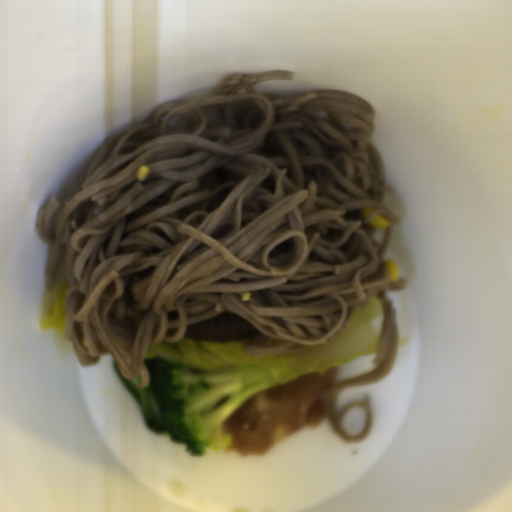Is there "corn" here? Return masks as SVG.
Masks as SVG:
<instances>
[{
    "mask_svg": "<svg viewBox=\"0 0 512 512\" xmlns=\"http://www.w3.org/2000/svg\"><path fill=\"white\" fill-rule=\"evenodd\" d=\"M370 226L376 230H386L390 227L391 223L388 219L381 214H374L369 220L366 221Z\"/></svg>",
    "mask_w": 512,
    "mask_h": 512,
    "instance_id": "corn-1",
    "label": "corn"
},
{
    "mask_svg": "<svg viewBox=\"0 0 512 512\" xmlns=\"http://www.w3.org/2000/svg\"><path fill=\"white\" fill-rule=\"evenodd\" d=\"M385 264V273L388 278V280L392 282H397L398 279H400L399 276V270L394 260L386 259L384 260Z\"/></svg>",
    "mask_w": 512,
    "mask_h": 512,
    "instance_id": "corn-2",
    "label": "corn"
},
{
    "mask_svg": "<svg viewBox=\"0 0 512 512\" xmlns=\"http://www.w3.org/2000/svg\"><path fill=\"white\" fill-rule=\"evenodd\" d=\"M376 210V207H374L373 205H367L363 208H361L360 210V216L362 217V219H367L368 217H370L373 212Z\"/></svg>",
    "mask_w": 512,
    "mask_h": 512,
    "instance_id": "corn-3",
    "label": "corn"
},
{
    "mask_svg": "<svg viewBox=\"0 0 512 512\" xmlns=\"http://www.w3.org/2000/svg\"><path fill=\"white\" fill-rule=\"evenodd\" d=\"M148 175H149L148 167H146L145 165L144 166H140L138 171H137V177H138L139 182L140 181H144L145 179H147Z\"/></svg>",
    "mask_w": 512,
    "mask_h": 512,
    "instance_id": "corn-4",
    "label": "corn"
}]
</instances>
